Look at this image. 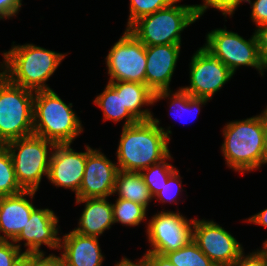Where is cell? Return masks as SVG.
Instances as JSON below:
<instances>
[{"label":"cell","instance_id":"1","mask_svg":"<svg viewBox=\"0 0 267 266\" xmlns=\"http://www.w3.org/2000/svg\"><path fill=\"white\" fill-rule=\"evenodd\" d=\"M170 130L159 127V120L152 118L123 126L117 148L118 169L140 172L164 160L169 154Z\"/></svg>","mask_w":267,"mask_h":266},{"label":"cell","instance_id":"2","mask_svg":"<svg viewBox=\"0 0 267 266\" xmlns=\"http://www.w3.org/2000/svg\"><path fill=\"white\" fill-rule=\"evenodd\" d=\"M222 152L228 167L235 171H253L266 164L264 117L257 115L229 122L223 129Z\"/></svg>","mask_w":267,"mask_h":266},{"label":"cell","instance_id":"3","mask_svg":"<svg viewBox=\"0 0 267 266\" xmlns=\"http://www.w3.org/2000/svg\"><path fill=\"white\" fill-rule=\"evenodd\" d=\"M3 55L4 67L1 68L5 70L1 73L12 83L34 92L51 89L45 82L65 57V54L33 44L13 45Z\"/></svg>","mask_w":267,"mask_h":266},{"label":"cell","instance_id":"4","mask_svg":"<svg viewBox=\"0 0 267 266\" xmlns=\"http://www.w3.org/2000/svg\"><path fill=\"white\" fill-rule=\"evenodd\" d=\"M33 134L55 144H71L82 131V124L71 109L52 90L34 92Z\"/></svg>","mask_w":267,"mask_h":266},{"label":"cell","instance_id":"5","mask_svg":"<svg viewBox=\"0 0 267 266\" xmlns=\"http://www.w3.org/2000/svg\"><path fill=\"white\" fill-rule=\"evenodd\" d=\"M158 10L135 21L128 30L145 46L181 44V32L199 19L193 5H175Z\"/></svg>","mask_w":267,"mask_h":266},{"label":"cell","instance_id":"6","mask_svg":"<svg viewBox=\"0 0 267 266\" xmlns=\"http://www.w3.org/2000/svg\"><path fill=\"white\" fill-rule=\"evenodd\" d=\"M33 92L0 72V144L33 134Z\"/></svg>","mask_w":267,"mask_h":266},{"label":"cell","instance_id":"7","mask_svg":"<svg viewBox=\"0 0 267 266\" xmlns=\"http://www.w3.org/2000/svg\"><path fill=\"white\" fill-rule=\"evenodd\" d=\"M11 155L17 182L23 190L37 191L42 176H48L55 143L35 134L14 139L5 144ZM18 152H17V151ZM49 153V154H48Z\"/></svg>","mask_w":267,"mask_h":266},{"label":"cell","instance_id":"8","mask_svg":"<svg viewBox=\"0 0 267 266\" xmlns=\"http://www.w3.org/2000/svg\"><path fill=\"white\" fill-rule=\"evenodd\" d=\"M204 47L231 70L234 74L239 66L256 68L261 75L267 69L259 56L256 33L247 41L235 32L215 29L207 34Z\"/></svg>","mask_w":267,"mask_h":266},{"label":"cell","instance_id":"9","mask_svg":"<svg viewBox=\"0 0 267 266\" xmlns=\"http://www.w3.org/2000/svg\"><path fill=\"white\" fill-rule=\"evenodd\" d=\"M146 46L127 28L106 56L109 82L145 84Z\"/></svg>","mask_w":267,"mask_h":266},{"label":"cell","instance_id":"10","mask_svg":"<svg viewBox=\"0 0 267 266\" xmlns=\"http://www.w3.org/2000/svg\"><path fill=\"white\" fill-rule=\"evenodd\" d=\"M153 216L147 226L152 249L146 253L165 255L182 248L193 239V219L187 220L180 212L172 211H162Z\"/></svg>","mask_w":267,"mask_h":266},{"label":"cell","instance_id":"11","mask_svg":"<svg viewBox=\"0 0 267 266\" xmlns=\"http://www.w3.org/2000/svg\"><path fill=\"white\" fill-rule=\"evenodd\" d=\"M234 74L204 46L192 56L190 86L182 89L193 97L211 99Z\"/></svg>","mask_w":267,"mask_h":266},{"label":"cell","instance_id":"12","mask_svg":"<svg viewBox=\"0 0 267 266\" xmlns=\"http://www.w3.org/2000/svg\"><path fill=\"white\" fill-rule=\"evenodd\" d=\"M216 266H231L243 252L241 244L214 221L193 219V239Z\"/></svg>","mask_w":267,"mask_h":266},{"label":"cell","instance_id":"13","mask_svg":"<svg viewBox=\"0 0 267 266\" xmlns=\"http://www.w3.org/2000/svg\"><path fill=\"white\" fill-rule=\"evenodd\" d=\"M71 144H56L52 151L48 179L59 187L70 188L78 194L84 176L88 153L92 150L86 146V152H75Z\"/></svg>","mask_w":267,"mask_h":266},{"label":"cell","instance_id":"14","mask_svg":"<svg viewBox=\"0 0 267 266\" xmlns=\"http://www.w3.org/2000/svg\"><path fill=\"white\" fill-rule=\"evenodd\" d=\"M116 164L102 152L92 149L87 155L84 176L76 199L104 198L113 195L119 171Z\"/></svg>","mask_w":267,"mask_h":266},{"label":"cell","instance_id":"15","mask_svg":"<svg viewBox=\"0 0 267 266\" xmlns=\"http://www.w3.org/2000/svg\"><path fill=\"white\" fill-rule=\"evenodd\" d=\"M58 217L48 208H35L23 227L20 234L13 240V243L26 241L28 247L23 253H43L40 250L42 244L52 249H59L61 238L58 235Z\"/></svg>","mask_w":267,"mask_h":266},{"label":"cell","instance_id":"16","mask_svg":"<svg viewBox=\"0 0 267 266\" xmlns=\"http://www.w3.org/2000/svg\"><path fill=\"white\" fill-rule=\"evenodd\" d=\"M181 44L146 46L145 84L155 94L169 91Z\"/></svg>","mask_w":267,"mask_h":266},{"label":"cell","instance_id":"17","mask_svg":"<svg viewBox=\"0 0 267 266\" xmlns=\"http://www.w3.org/2000/svg\"><path fill=\"white\" fill-rule=\"evenodd\" d=\"M34 195L35 191L23 190L0 197V232L4 233V236L0 235V240L13 241L20 234L35 209L25 197L32 198Z\"/></svg>","mask_w":267,"mask_h":266},{"label":"cell","instance_id":"18","mask_svg":"<svg viewBox=\"0 0 267 266\" xmlns=\"http://www.w3.org/2000/svg\"><path fill=\"white\" fill-rule=\"evenodd\" d=\"M60 250L64 266H101L103 255L98 237L81 235L71 231L62 238ZM63 244V245H62Z\"/></svg>","mask_w":267,"mask_h":266},{"label":"cell","instance_id":"19","mask_svg":"<svg viewBox=\"0 0 267 266\" xmlns=\"http://www.w3.org/2000/svg\"><path fill=\"white\" fill-rule=\"evenodd\" d=\"M76 203H85V209L79 219V227L73 231L98 237L114 224L112 203L110 204L106 197L76 199Z\"/></svg>","mask_w":267,"mask_h":266},{"label":"cell","instance_id":"20","mask_svg":"<svg viewBox=\"0 0 267 266\" xmlns=\"http://www.w3.org/2000/svg\"><path fill=\"white\" fill-rule=\"evenodd\" d=\"M93 102L103 110L104 120L118 122L126 118L124 126L139 122L123 105L122 81L108 82L104 91Z\"/></svg>","mask_w":267,"mask_h":266},{"label":"cell","instance_id":"21","mask_svg":"<svg viewBox=\"0 0 267 266\" xmlns=\"http://www.w3.org/2000/svg\"><path fill=\"white\" fill-rule=\"evenodd\" d=\"M116 192L119 194L118 198L141 204L146 209L153 199L140 172L119 170L113 194Z\"/></svg>","mask_w":267,"mask_h":266},{"label":"cell","instance_id":"22","mask_svg":"<svg viewBox=\"0 0 267 266\" xmlns=\"http://www.w3.org/2000/svg\"><path fill=\"white\" fill-rule=\"evenodd\" d=\"M122 101L138 121L152 120L153 115L149 109L141 110L143 105L154 103V93L146 84L122 81Z\"/></svg>","mask_w":267,"mask_h":266},{"label":"cell","instance_id":"23","mask_svg":"<svg viewBox=\"0 0 267 266\" xmlns=\"http://www.w3.org/2000/svg\"><path fill=\"white\" fill-rule=\"evenodd\" d=\"M165 255L175 266H216L193 240L182 248Z\"/></svg>","mask_w":267,"mask_h":266},{"label":"cell","instance_id":"24","mask_svg":"<svg viewBox=\"0 0 267 266\" xmlns=\"http://www.w3.org/2000/svg\"><path fill=\"white\" fill-rule=\"evenodd\" d=\"M169 159H172L171 154H169L164 160L140 171L144 183L149 188L150 194L153 198L159 191H161L168 178L177 170L174 166L165 162V160ZM143 171H147V173Z\"/></svg>","mask_w":267,"mask_h":266},{"label":"cell","instance_id":"25","mask_svg":"<svg viewBox=\"0 0 267 266\" xmlns=\"http://www.w3.org/2000/svg\"><path fill=\"white\" fill-rule=\"evenodd\" d=\"M23 191L17 182L13 161L5 144H0V197Z\"/></svg>","mask_w":267,"mask_h":266},{"label":"cell","instance_id":"26","mask_svg":"<svg viewBox=\"0 0 267 266\" xmlns=\"http://www.w3.org/2000/svg\"><path fill=\"white\" fill-rule=\"evenodd\" d=\"M114 223L121 222L127 226H137L146 220L147 209L141 204L118 198L112 204Z\"/></svg>","mask_w":267,"mask_h":266},{"label":"cell","instance_id":"27","mask_svg":"<svg viewBox=\"0 0 267 266\" xmlns=\"http://www.w3.org/2000/svg\"><path fill=\"white\" fill-rule=\"evenodd\" d=\"M171 90L169 91H160L154 94V103L157 102L158 100H161L163 98H169V96H173L172 98H170L171 105H170V109L171 108H175L176 112L179 111V113H190L196 110L197 113L200 110V105L204 104L209 100L206 98H200V97H193L191 96L189 93L185 92L182 88H180L179 90H177V92L170 94ZM192 110V111H191ZM190 111V112H189Z\"/></svg>","mask_w":267,"mask_h":266},{"label":"cell","instance_id":"28","mask_svg":"<svg viewBox=\"0 0 267 266\" xmlns=\"http://www.w3.org/2000/svg\"><path fill=\"white\" fill-rule=\"evenodd\" d=\"M176 0H130L127 29L139 18L170 6Z\"/></svg>","mask_w":267,"mask_h":266},{"label":"cell","instance_id":"29","mask_svg":"<svg viewBox=\"0 0 267 266\" xmlns=\"http://www.w3.org/2000/svg\"><path fill=\"white\" fill-rule=\"evenodd\" d=\"M203 5H193L195 13L200 18L209 7L222 12L223 15H232L239 4L244 0H203Z\"/></svg>","mask_w":267,"mask_h":266},{"label":"cell","instance_id":"30","mask_svg":"<svg viewBox=\"0 0 267 266\" xmlns=\"http://www.w3.org/2000/svg\"><path fill=\"white\" fill-rule=\"evenodd\" d=\"M180 181V175L179 171L176 170L167 180L166 183H164V186L162 187L161 191H159L154 197H158L160 201L162 202H174L176 196L179 192H181V182Z\"/></svg>","mask_w":267,"mask_h":266},{"label":"cell","instance_id":"31","mask_svg":"<svg viewBox=\"0 0 267 266\" xmlns=\"http://www.w3.org/2000/svg\"><path fill=\"white\" fill-rule=\"evenodd\" d=\"M20 244H13L9 240H0V266H12L23 254Z\"/></svg>","mask_w":267,"mask_h":266},{"label":"cell","instance_id":"32","mask_svg":"<svg viewBox=\"0 0 267 266\" xmlns=\"http://www.w3.org/2000/svg\"><path fill=\"white\" fill-rule=\"evenodd\" d=\"M231 266H267V249L263 245L262 250L244 256L242 252Z\"/></svg>","mask_w":267,"mask_h":266},{"label":"cell","instance_id":"33","mask_svg":"<svg viewBox=\"0 0 267 266\" xmlns=\"http://www.w3.org/2000/svg\"><path fill=\"white\" fill-rule=\"evenodd\" d=\"M43 253H26V266H64L60 257L50 254L44 258Z\"/></svg>","mask_w":267,"mask_h":266},{"label":"cell","instance_id":"34","mask_svg":"<svg viewBox=\"0 0 267 266\" xmlns=\"http://www.w3.org/2000/svg\"><path fill=\"white\" fill-rule=\"evenodd\" d=\"M243 2L251 4V18L258 25L257 27L267 23V0H256L253 4L251 0H244Z\"/></svg>","mask_w":267,"mask_h":266},{"label":"cell","instance_id":"35","mask_svg":"<svg viewBox=\"0 0 267 266\" xmlns=\"http://www.w3.org/2000/svg\"><path fill=\"white\" fill-rule=\"evenodd\" d=\"M257 28L255 33L258 39L259 56L262 63L267 68V23L262 24Z\"/></svg>","mask_w":267,"mask_h":266},{"label":"cell","instance_id":"36","mask_svg":"<svg viewBox=\"0 0 267 266\" xmlns=\"http://www.w3.org/2000/svg\"><path fill=\"white\" fill-rule=\"evenodd\" d=\"M22 0H0V19H9L16 15L22 5Z\"/></svg>","mask_w":267,"mask_h":266},{"label":"cell","instance_id":"37","mask_svg":"<svg viewBox=\"0 0 267 266\" xmlns=\"http://www.w3.org/2000/svg\"><path fill=\"white\" fill-rule=\"evenodd\" d=\"M144 257L147 259L149 266H175L166 255L146 253L144 254Z\"/></svg>","mask_w":267,"mask_h":266},{"label":"cell","instance_id":"38","mask_svg":"<svg viewBox=\"0 0 267 266\" xmlns=\"http://www.w3.org/2000/svg\"><path fill=\"white\" fill-rule=\"evenodd\" d=\"M248 221L267 227V208L248 218Z\"/></svg>","mask_w":267,"mask_h":266},{"label":"cell","instance_id":"39","mask_svg":"<svg viewBox=\"0 0 267 266\" xmlns=\"http://www.w3.org/2000/svg\"><path fill=\"white\" fill-rule=\"evenodd\" d=\"M115 266H149L147 259L143 256L137 263L132 262L128 258H123L119 263Z\"/></svg>","mask_w":267,"mask_h":266},{"label":"cell","instance_id":"40","mask_svg":"<svg viewBox=\"0 0 267 266\" xmlns=\"http://www.w3.org/2000/svg\"><path fill=\"white\" fill-rule=\"evenodd\" d=\"M12 266H26V253H23Z\"/></svg>","mask_w":267,"mask_h":266},{"label":"cell","instance_id":"41","mask_svg":"<svg viewBox=\"0 0 267 266\" xmlns=\"http://www.w3.org/2000/svg\"><path fill=\"white\" fill-rule=\"evenodd\" d=\"M264 117V130H265V144H266V163H267V111L263 112Z\"/></svg>","mask_w":267,"mask_h":266},{"label":"cell","instance_id":"42","mask_svg":"<svg viewBox=\"0 0 267 266\" xmlns=\"http://www.w3.org/2000/svg\"><path fill=\"white\" fill-rule=\"evenodd\" d=\"M263 245L267 249V240L263 243Z\"/></svg>","mask_w":267,"mask_h":266}]
</instances>
